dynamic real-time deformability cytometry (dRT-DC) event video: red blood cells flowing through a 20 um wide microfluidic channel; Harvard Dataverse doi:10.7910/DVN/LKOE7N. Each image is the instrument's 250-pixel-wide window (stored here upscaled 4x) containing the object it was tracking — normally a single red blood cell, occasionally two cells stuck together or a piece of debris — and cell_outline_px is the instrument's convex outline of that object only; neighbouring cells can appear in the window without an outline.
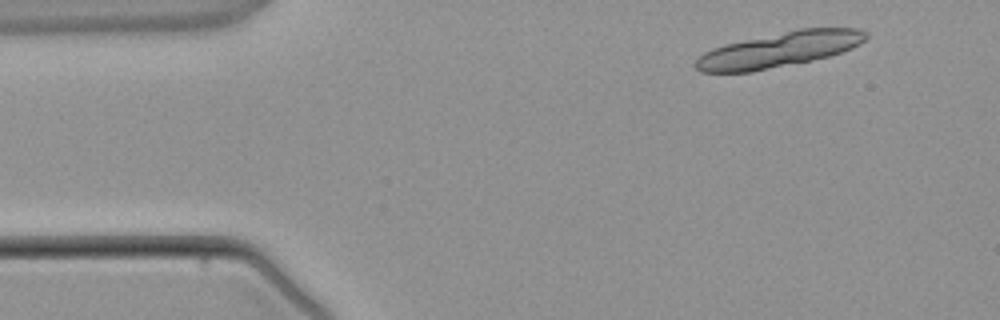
{"species": "common noctule bat (a hibernating species)", "species_latin": "Nyctalus noctula", "temperature_condition": "warm", "stored_images_in_passage": 4, "segment_of_instrument_passage": [1, 2], "camera_frame_rate_fps": 3000, "um_per_image_px": 0.085, "animal": {"sex": "male", "body_mass_g": 21.5, "forearm_length_mm": 52.0}, "frame": {"image": 1, "passage_image": 1, "time_ms": 0.0, "image_size_px": [1000, 320], "cell_outline_px": [[868, 36], [860, 44], [852, 48], [828, 56], [752, 72], [700, 72], [692, 64], [704, 52], [712, 48], [724, 44], [800, 28], [860, 28], [868, 32]], "centroid_in_image_um": [66.22, 4.21], "position_along_channel_um": 18.8, "area_um2": 34.56}}